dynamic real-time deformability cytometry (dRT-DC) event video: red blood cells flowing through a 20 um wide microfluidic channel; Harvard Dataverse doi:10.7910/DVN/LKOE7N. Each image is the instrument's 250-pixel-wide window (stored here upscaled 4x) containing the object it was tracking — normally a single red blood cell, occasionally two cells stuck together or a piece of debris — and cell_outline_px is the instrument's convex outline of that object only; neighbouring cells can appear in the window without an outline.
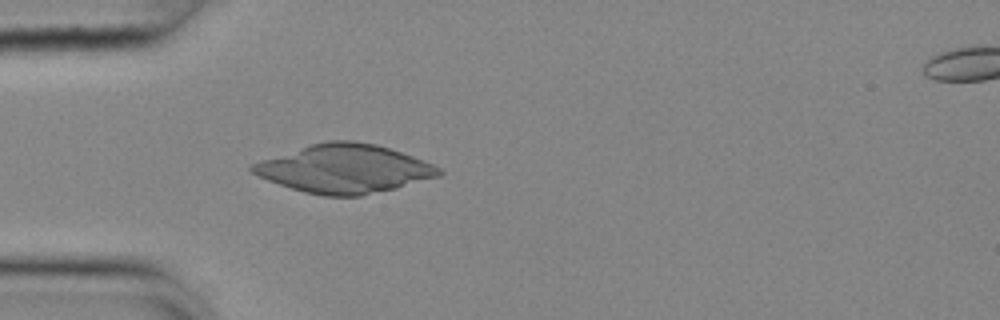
{"species": "common noctule bat (a hibernating species)", "species_latin": "Nyctalus noctula", "temperature_condition": "cold", "stored_images_in_passage": 36, "camera_frame_rate_fps": 3000, "um_per_image_px": 0.085, "animal": {"sex": "female", "body_mass_g": 25.1}, "frame": {"image": 1, "passage_image": 1, "time_ms": 0.0, "image_size_px": [1000, 320], "cell_outline_px": [[444, 172], [440, 176], [396, 188], [360, 196], [324, 196], [304, 192], [268, 180], [252, 172], [248, 168], [252, 164], [260, 160], [312, 144], [328, 140], [352, 140], [376, 144], [424, 160], [440, 168]], "centroid_in_image_um": [29.29, 14.34], "position_along_channel_um": 55.7, "area_um2": 52.31}}
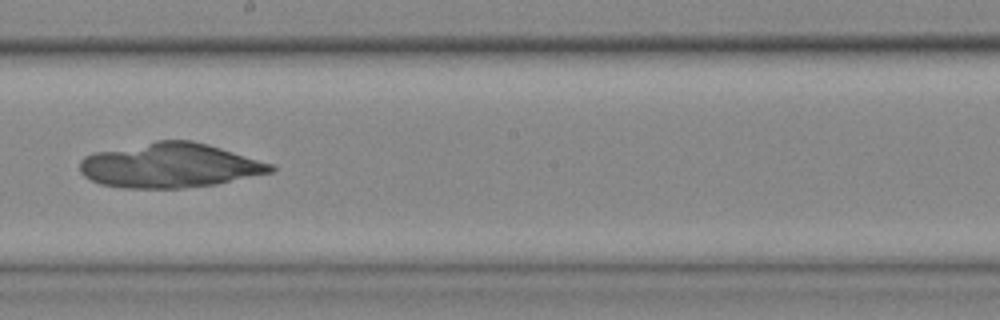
{"frame": {"image": 2, "passage_image": 16, "time_ms": 5.0, "image_size_px": [1000, 320], "cell_outline_px": [[276, 168], [272, 172], [216, 184], [180, 188], [124, 188], [100, 184], [84, 176], [80, 172], [80, 160], [84, 156], [92, 152], [156, 140], [192, 140], [208, 144], [272, 164]], "centroid_in_image_um": [14.38, 14.05], "position_along_channel_um": 233.8, "area_um2": 49.65}}
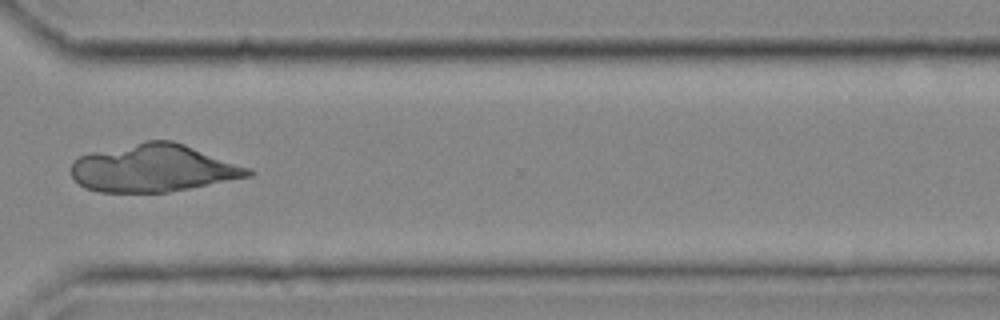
{"frame": {"image": 3, "passage_image": 26, "time_ms": 8.333, "image_size_px": [1000, 320], "cell_outline_px": [[256, 172], [252, 176], [168, 192], [100, 192], [84, 188], [72, 176], [72, 164], [80, 156], [92, 152], [144, 140], [172, 140], [184, 144], [252, 168]], "centroid_in_image_um": [13.08, 14.29], "position_along_channel_um": 357.5, "area_um2": 49.13}}